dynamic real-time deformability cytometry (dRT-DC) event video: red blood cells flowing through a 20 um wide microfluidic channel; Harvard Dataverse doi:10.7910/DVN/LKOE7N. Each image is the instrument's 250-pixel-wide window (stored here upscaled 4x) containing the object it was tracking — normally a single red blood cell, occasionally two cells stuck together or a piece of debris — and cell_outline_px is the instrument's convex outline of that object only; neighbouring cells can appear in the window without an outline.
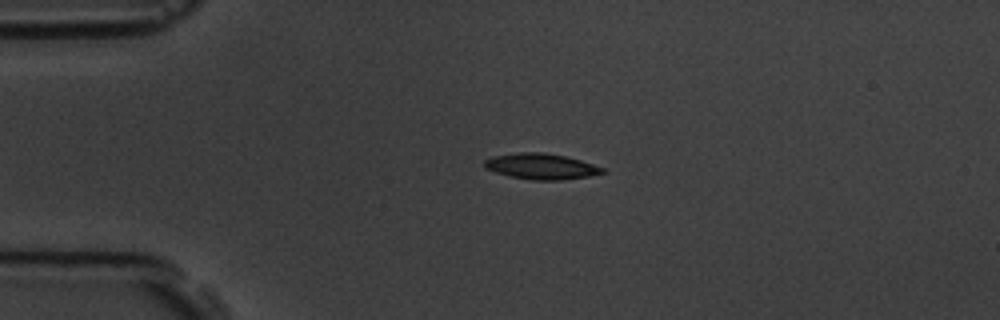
{"species": "common noctule bat (a hibernating species)", "species_latin": "Nyctalus noctula", "temperature_condition": "room temperature", "stored_images_in_passage": 5, "camera_frame_rate_fps": 3000, "um_per_image_px": 0.085, "animal": {"sex": "male", "body_mass_g": 19.5, "forearm_length_mm": 54.6}, "frame": {"image": 1, "passage_image": 3, "time_ms": 2.333, "image_size_px": [1000, 320], "cell_outline_px": [[608, 172], [588, 176], [560, 180], [532, 180], [508, 176], [484, 168], [484, 160], [492, 156], [520, 152], [544, 152], [564, 156], [580, 160], [604, 168]], "centroid_in_image_um": [45.98, 14.14], "position_along_channel_um": 39.0, "area_um2": 17.74}}
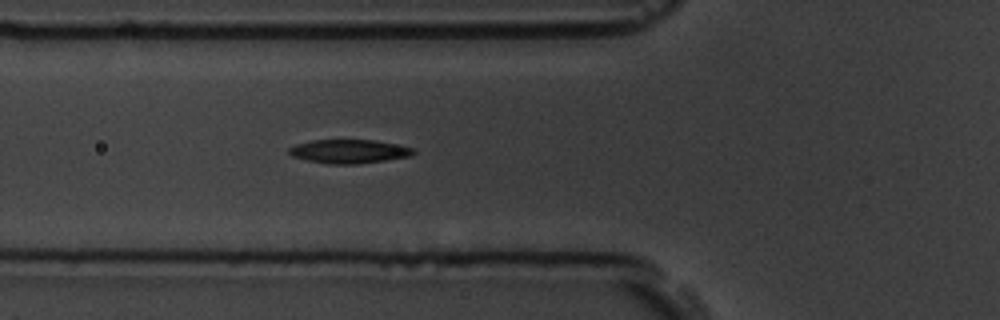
{"frame": {"image": 2, "passage_image": 5, "time_ms": 4.667, "image_size_px": [1000, 320], "cell_outline_px": [[416, 152], [412, 156], [356, 164], [328, 164], [308, 160], [292, 156], [288, 152], [288, 148], [296, 144], [312, 140], [372, 140], [416, 148]], "centroid_in_image_um": [29.68, 12.87], "position_along_channel_um": 96.1, "area_um2": 17.17}}